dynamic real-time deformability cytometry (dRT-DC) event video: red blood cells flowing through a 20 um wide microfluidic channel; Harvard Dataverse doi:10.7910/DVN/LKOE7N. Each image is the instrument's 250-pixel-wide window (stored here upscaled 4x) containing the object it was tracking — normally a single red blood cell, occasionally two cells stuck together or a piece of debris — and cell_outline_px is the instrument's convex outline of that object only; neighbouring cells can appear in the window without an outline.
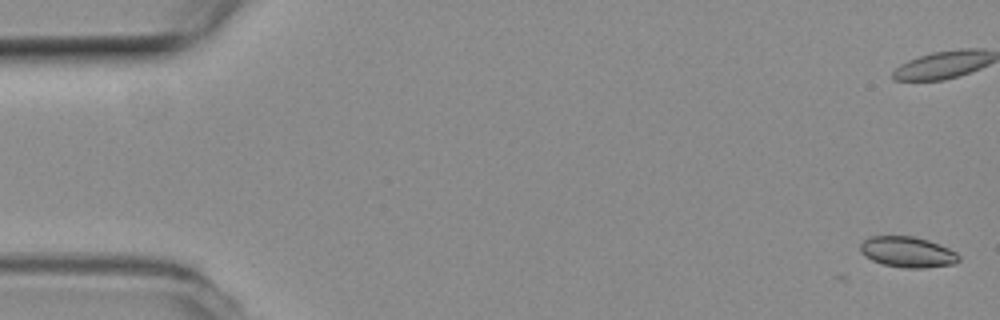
{"species": "common noctule bat (a hibernating species)", "species_latin": "Nyctalus noctula", "temperature_condition": "room temperature", "stored_images_in_passage": 2, "camera_frame_rate_fps": 3000, "um_per_image_px": 0.085, "animal": {"sex": "female", "body_mass_g": 19.3, "forearm_length_mm": 54.1}, "frame": {"image": 1, "passage_image": 2, "time_ms": 0.333, "image_size_px": [1000, 320], "cell_outline_px": [[960, 260], [952, 264], [924, 268], [904, 268], [884, 264], [872, 260], [864, 256], [860, 252], [860, 244], [868, 236], [912, 236], [928, 240], [940, 244], [956, 252], [960, 256]], "centroid_in_image_um": [77.13, 21.42], "position_along_channel_um": 7.9, "area_um2": 17.69}}